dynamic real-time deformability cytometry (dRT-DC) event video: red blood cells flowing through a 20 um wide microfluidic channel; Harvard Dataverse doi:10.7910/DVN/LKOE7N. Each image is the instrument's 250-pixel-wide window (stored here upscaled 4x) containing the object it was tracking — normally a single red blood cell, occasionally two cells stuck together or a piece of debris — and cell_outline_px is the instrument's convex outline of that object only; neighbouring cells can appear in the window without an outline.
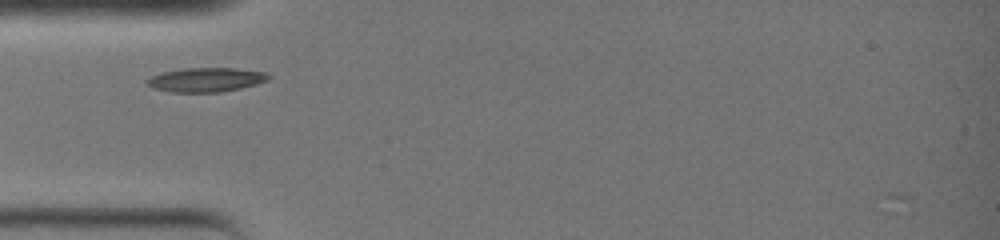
{"species": "common noctule bat (a hibernating species)", "species_latin": "Nyctalus noctula", "temperature_condition": "warm", "stored_images_in_passage": 23, "camera_frame_rate_fps": 3000, "um_per_image_px": 0.085, "animal": {"sex": "female", "body_mass_g": 19.0, "forearm_length_mm": 51.5}, "frame": {"image": 1, "passage_image": 3, "time_ms": 0.667, "image_size_px": [1000, 240], "cell_outline_px": [[272, 76], [268, 80], [256, 84], [240, 88], [220, 92], [172, 92], [152, 88], [148, 84], [148, 80], [152, 76], [160, 72], [184, 68], [232, 68], [264, 72]], "centroid_in_image_um": [17.51, 6.77], "position_along_channel_um": 67.5, "area_um2": 16.99}}
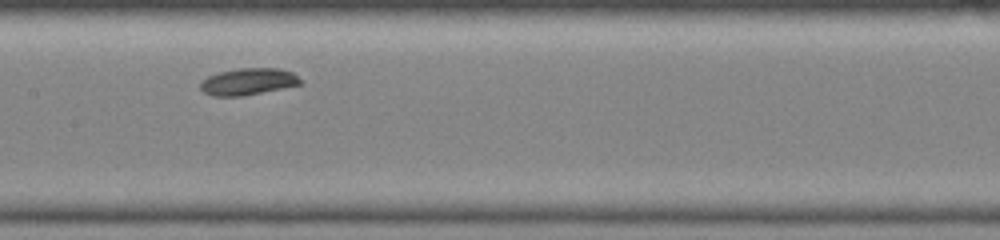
{"frame": {"image": 2, "passage_image": 10, "time_ms": 3.0, "image_size_px": [1000, 240], "cell_outline_px": [[304, 84], [240, 96], [212, 96], [204, 92], [200, 88], [200, 84], [208, 76], [220, 72], [236, 68], [276, 68], [292, 72]], "centroid_in_image_um": [21.09, 6.93], "position_along_channel_um": 186.3, "area_um2": 15.43}}
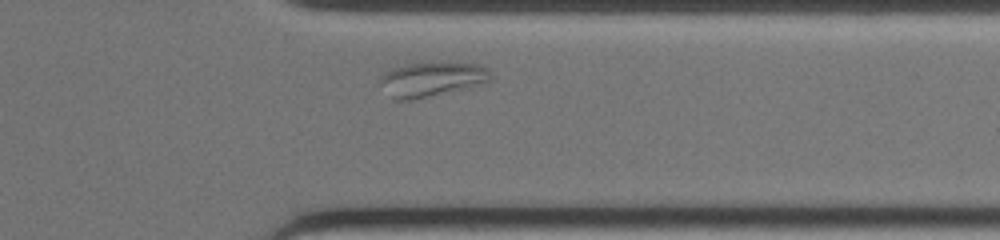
{"frame": {"image": 3, "passage_image": 21, "time_ms": 6.667, "image_size_px": [1000, 240], "cell_outline_px": [[492, 80], [488, 84], [408, 100], [396, 100], [380, 84], [380, 76], [384, 72], [392, 68], [408, 64], [428, 60], [436, 60], [480, 64], [488, 68], [492, 72]], "centroid_in_image_um": [36.81, 6.67], "position_along_channel_um": 374.6, "area_um2": 23.06}}